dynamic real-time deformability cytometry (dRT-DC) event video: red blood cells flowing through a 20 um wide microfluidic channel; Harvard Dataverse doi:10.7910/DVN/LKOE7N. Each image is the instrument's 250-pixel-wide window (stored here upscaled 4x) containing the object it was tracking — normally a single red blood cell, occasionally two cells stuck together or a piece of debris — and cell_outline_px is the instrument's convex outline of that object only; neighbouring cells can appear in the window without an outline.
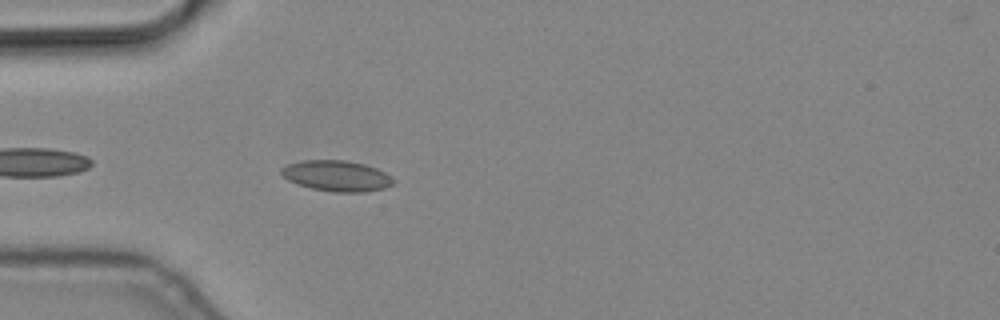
{"species": "common noctule bat (a hibernating species)", "species_latin": "Nyctalus noctula", "temperature_condition": "cold", "stored_images_in_passage": 4, "camera_frame_rate_fps": 3000, "um_per_image_px": 0.085, "animal": {"sex": "male", "body_mass_g": 19.2, "forearm_length_mm": 51.8}, "frame": {"image": 1, "passage_image": 4, "time_ms": 1.0, "image_size_px": [1000, 320], "cell_outline_px": [[396, 184], [384, 188], [368, 192], [332, 192], [312, 188], [288, 180], [280, 172], [280, 168], [288, 164], [304, 160], [344, 160], [364, 164], [376, 168], [392, 176], [396, 180]], "centroid_in_image_um": [28.67, 14.95], "position_along_channel_um": 56.3, "area_um2": 20.17}}